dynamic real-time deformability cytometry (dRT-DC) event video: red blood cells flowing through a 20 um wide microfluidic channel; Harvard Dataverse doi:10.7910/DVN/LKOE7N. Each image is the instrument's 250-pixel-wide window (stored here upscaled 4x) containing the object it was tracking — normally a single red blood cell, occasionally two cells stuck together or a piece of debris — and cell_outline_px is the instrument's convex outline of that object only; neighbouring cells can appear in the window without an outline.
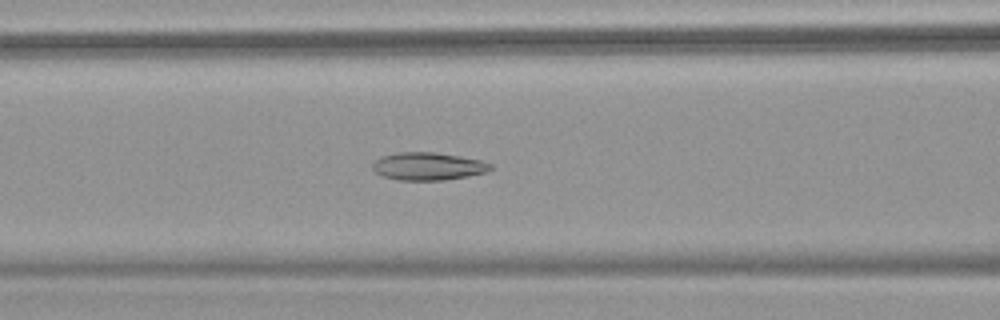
{"species": "common noctule bat (a hibernating species)", "species_latin": "Nyctalus noctula", "temperature_condition": "warm", "stored_images_in_passage": 54, "camera_frame_rate_fps": 3000, "um_per_image_px": 0.085, "animal": {"sex": "female", "body_mass_g": 18.4}, "frame": {"image": 1, "passage_image": 23, "time_ms": 7.333, "image_size_px": [1000, 320], "cell_outline_px": [[492, 168], [488, 172], [468, 176], [444, 180], [400, 180], [384, 176], [376, 172], [372, 168], [372, 164], [380, 156], [396, 152], [436, 152], [460, 156], [480, 160], [492, 164]], "centroid_in_image_um": [36.39, 14.12], "position_along_channel_um": 130.2, "area_um2": 19.13}}
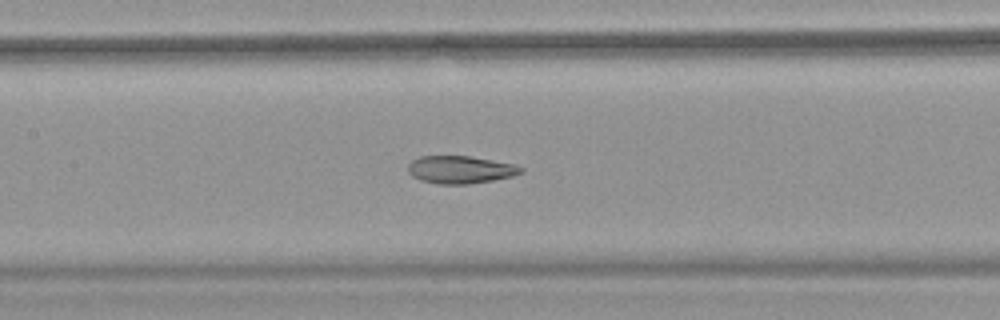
{"frame": {"image": 2, "passage_image": 26, "time_ms": 8.333, "image_size_px": [1000, 320], "cell_outline_px": [[524, 172], [512, 176], [492, 180], [468, 184], [440, 184], [420, 180], [412, 176], [408, 172], [408, 164], [412, 160], [420, 156], [468, 156], [516, 164], [524, 168]], "centroid_in_image_um": [39.14, 14.42], "position_along_channel_um": 168.3, "area_um2": 18.21}}
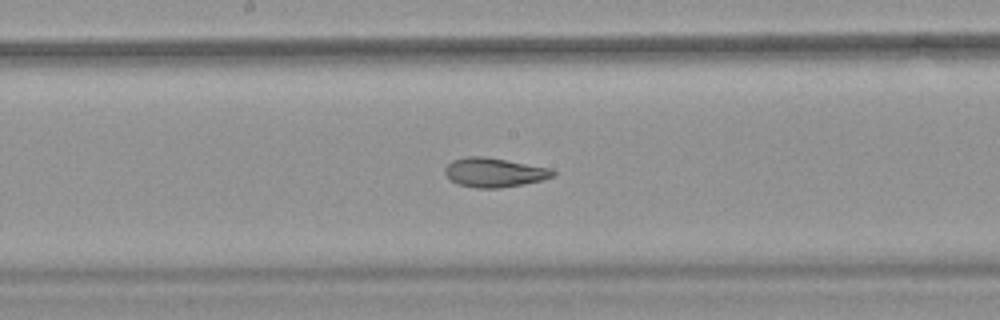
{"frame": {"image": 3, "passage_image": 29, "time_ms": 9.333, "image_size_px": [1000, 320], "cell_outline_px": [[556, 176], [524, 184], [500, 188], [476, 188], [456, 184], [444, 172], [444, 168], [452, 160], [464, 156], [484, 156], [552, 168], [556, 172]], "centroid_in_image_um": [42.02, 14.65], "position_along_channel_um": 206.2, "area_um2": 18.55}, "authors_computed_cell_mechanics": {"area_um2": 21.3282, "velocity_mm_per_s": 3.8162, "shape_relaxation_time_tau1_ms": null, "shape_relaxation_time_tau2_ms": 1.3788, "deformation_change_tau1": null, "deformation_change_tau2": 0.0752}}